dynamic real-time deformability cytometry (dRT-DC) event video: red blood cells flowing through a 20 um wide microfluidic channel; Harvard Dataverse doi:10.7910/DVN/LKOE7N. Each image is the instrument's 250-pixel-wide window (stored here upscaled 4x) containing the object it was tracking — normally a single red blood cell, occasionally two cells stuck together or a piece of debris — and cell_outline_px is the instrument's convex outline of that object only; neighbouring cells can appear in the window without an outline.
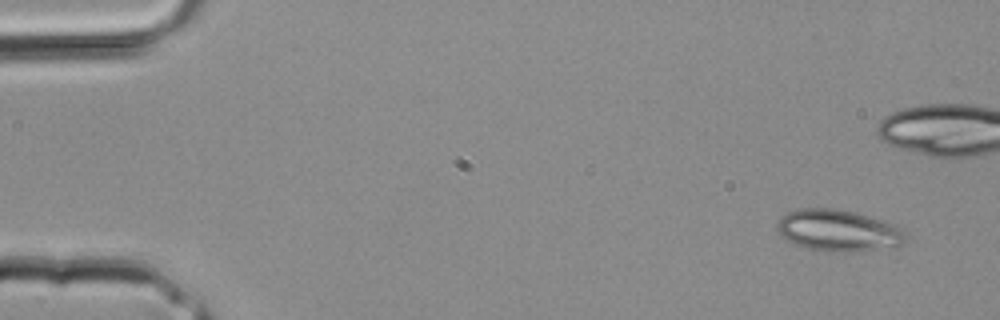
{"species": "common noctule bat (a hibernating species)", "species_latin": "Nyctalus noctula", "temperature_condition": "room temperature", "stored_images_in_passage": 4, "camera_frame_rate_fps": 3000, "um_per_image_px": 0.085, "animal": {"sex": "male", "body_mass_g": 20.4}, "frame": {"image": 1, "passage_image": 1, "time_ms": 0.0, "image_size_px": [1000, 320], "cell_outline_px": [[908, 236], [904, 244], [876, 248], [844, 252], [828, 252], [808, 248], [796, 244], [780, 236], [776, 228], [776, 224], [780, 216], [788, 212], [800, 208], [832, 208], [852, 212], [884, 220], [896, 224]], "centroid_in_image_um": [71.22, 19.58], "position_along_channel_um": 13.8, "area_um2": 31.04}}